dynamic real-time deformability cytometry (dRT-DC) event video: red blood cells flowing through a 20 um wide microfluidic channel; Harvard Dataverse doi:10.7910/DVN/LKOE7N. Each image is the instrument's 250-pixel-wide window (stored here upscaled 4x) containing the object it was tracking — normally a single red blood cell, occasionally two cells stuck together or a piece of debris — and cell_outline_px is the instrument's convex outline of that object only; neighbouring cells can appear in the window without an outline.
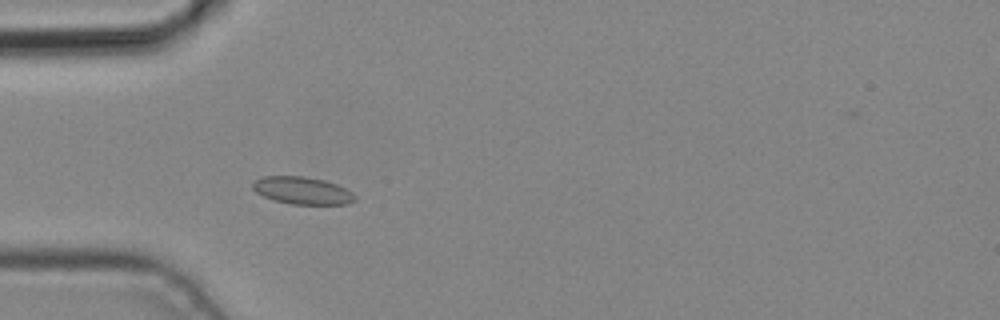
{"species": "common noctule bat (a hibernating species)", "species_latin": "Nyctalus noctula", "temperature_condition": "cold", "stored_images_in_passage": 3, "camera_frame_rate_fps": 3000, "um_per_image_px": 0.085, "animal": {"sex": "male", "body_mass_g": 19.2, "forearm_length_mm": 51.8}, "frame": {"image": 1, "passage_image": 3, "time_ms": 0.667, "image_size_px": [1000, 320], "cell_outline_px": [[356, 200], [348, 204], [292, 204], [276, 200], [264, 196], [256, 192], [252, 188], [252, 184], [256, 180], [264, 176], [304, 176], [324, 180], [336, 184], [352, 192], [356, 196]], "centroid_in_image_um": [25.72, 16.19], "position_along_channel_um": 59.3, "area_um2": 16.18}}